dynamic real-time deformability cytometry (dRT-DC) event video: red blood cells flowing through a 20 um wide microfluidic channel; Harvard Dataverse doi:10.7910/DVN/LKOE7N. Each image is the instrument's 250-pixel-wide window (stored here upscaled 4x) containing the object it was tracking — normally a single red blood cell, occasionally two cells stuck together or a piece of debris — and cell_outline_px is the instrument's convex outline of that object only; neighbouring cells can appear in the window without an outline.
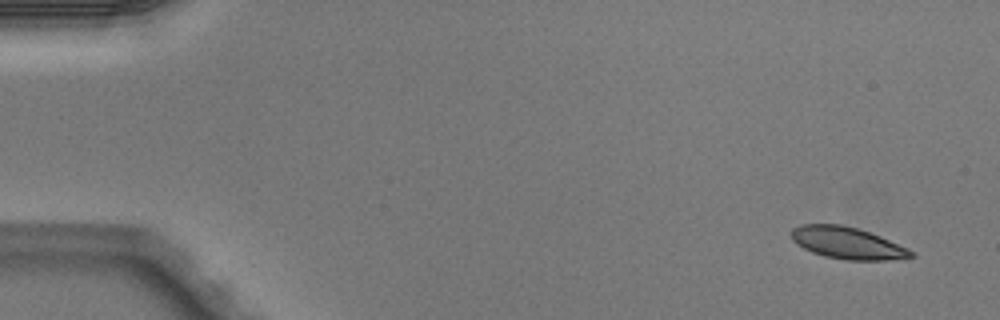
{"species": "Egyptian fruit bat (a non-hibernating species)", "species_latin": "Rousettus aegyptiacus", "temperature_condition": "warm", "stored_images_in_passage": 50, "camera_frame_rate_fps": 3000, "um_per_image_px": 0.085, "animal": {"sex": "male"}, "frame": {"image": 1, "passage_image": 1, "time_ms": 0.0, "image_size_px": [1000, 320], "cell_outline_px": [[916, 256], [884, 260], [844, 260], [824, 256], [812, 252], [796, 244], [792, 240], [792, 228], [800, 224], [840, 224], [856, 228], [880, 236], [908, 248]], "centroid_in_image_um": [71.99, 20.65], "position_along_channel_um": 13.0, "area_um2": 22.08}}
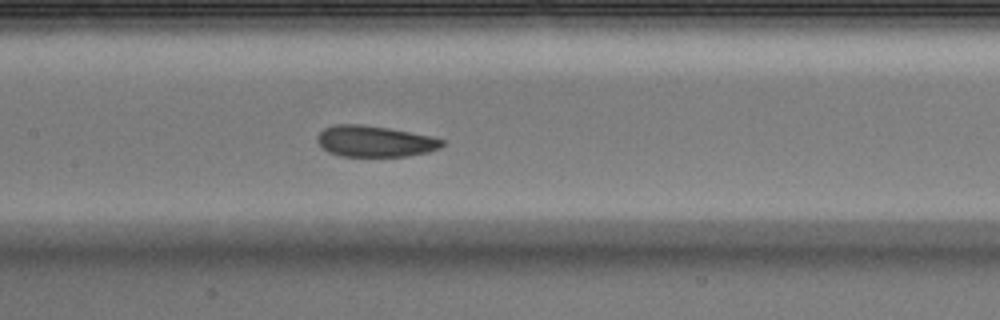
{"frame": {"image": 2, "passage_image": 23, "time_ms": 7.333, "image_size_px": [1000, 320], "cell_outline_px": [[444, 144], [440, 148], [428, 152], [408, 156], [340, 156], [328, 152], [316, 140], [316, 136], [324, 128], [336, 124], [360, 124], [388, 128], [432, 136], [444, 140]], "centroid_in_image_um": [31.86, 12.01], "position_along_channel_um": 175.5, "area_um2": 22.66}}
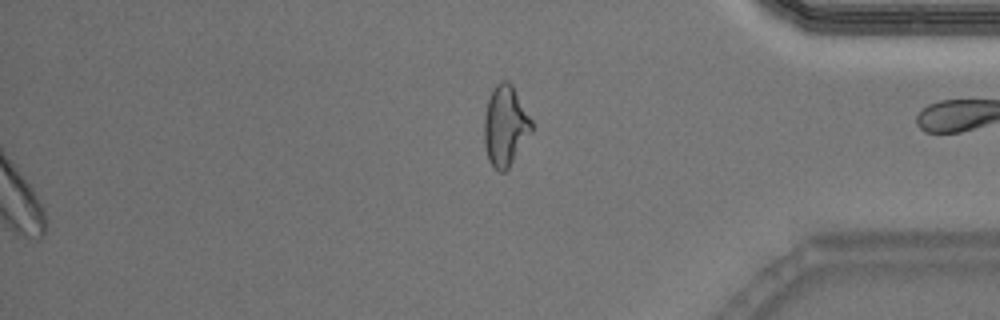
{"frame": {"image": 3, "passage_image": 50, "time_ms": 16.333, "image_size_px": [1000, 320], "cell_outline_px": [[532, 132], [508, 168], [504, 172], [500, 172], [488, 160], [484, 144], [484, 116], [488, 100], [496, 84], [500, 80], [508, 80], [512, 84], [532, 120]], "centroid_in_image_um": [42.95, 10.68], "position_along_channel_um": 392.3, "area_um2": 22.14}, "authors_computed_cell_mechanics": {"area_um2": 23.409, "velocity_mm_per_s": 4.0029, "shape_relaxation_time_tau1_ms": 1.9956, "shape_relaxation_time_tau2_ms": 1.7831, "deformation_change_tau1": 0.0795, "deformation_change_tau2": 0.0703}}